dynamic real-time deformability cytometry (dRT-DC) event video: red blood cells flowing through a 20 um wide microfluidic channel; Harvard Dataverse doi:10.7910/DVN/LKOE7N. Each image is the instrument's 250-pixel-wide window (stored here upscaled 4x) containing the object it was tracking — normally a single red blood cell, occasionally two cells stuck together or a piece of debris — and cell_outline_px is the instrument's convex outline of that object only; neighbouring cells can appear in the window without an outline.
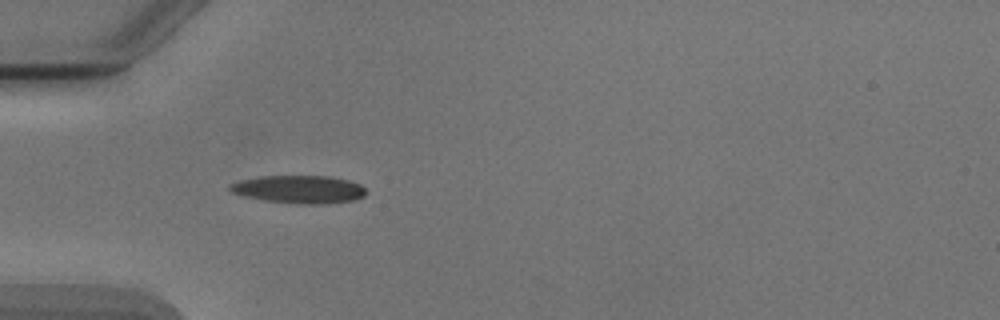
{"species": "Egyptian fruit bat (a non-hibernating species)", "species_latin": "Rousettus aegyptiacus", "temperature_condition": "cold", "stored_images_in_passage": 35, "camera_frame_rate_fps": 3000, "um_per_image_px": 0.085, "animal": {"sex": "male"}, "frame": {"image": 1, "passage_image": 1, "time_ms": 0.0, "image_size_px": [1000, 320], "cell_outline_px": [[364, 196], [352, 200], [324, 204], [300, 204], [264, 200], [244, 196], [232, 192], [228, 188], [228, 184], [240, 180], [260, 176], [328, 176], [348, 180], [360, 184], [364, 188]], "centroid_in_image_um": [25.38, 16.09], "position_along_channel_um": 59.6, "area_um2": 22.02}}
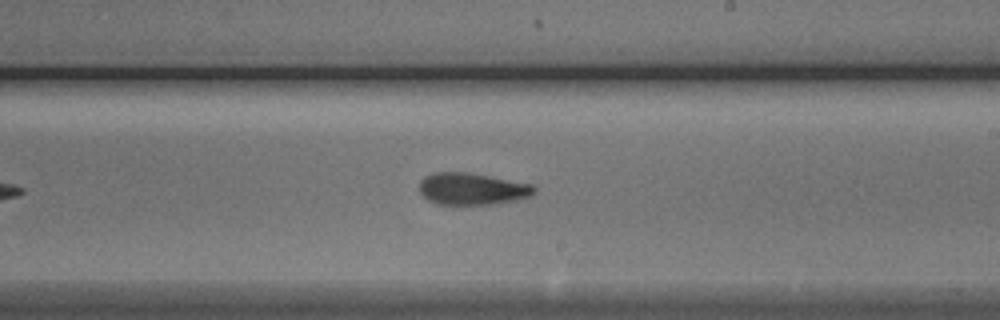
{"frame": {"image": 2, "passage_image": 16, "time_ms": 5.0, "image_size_px": [1000, 320], "cell_outline_px": [[536, 192], [528, 196], [516, 200], [496, 204], [436, 204], [428, 200], [420, 192], [420, 180], [424, 176], [432, 172], [464, 172], [488, 176], [532, 184], [536, 188]], "centroid_in_image_um": [40.11, 16.05], "position_along_channel_um": 248.9, "area_um2": 21.27}}
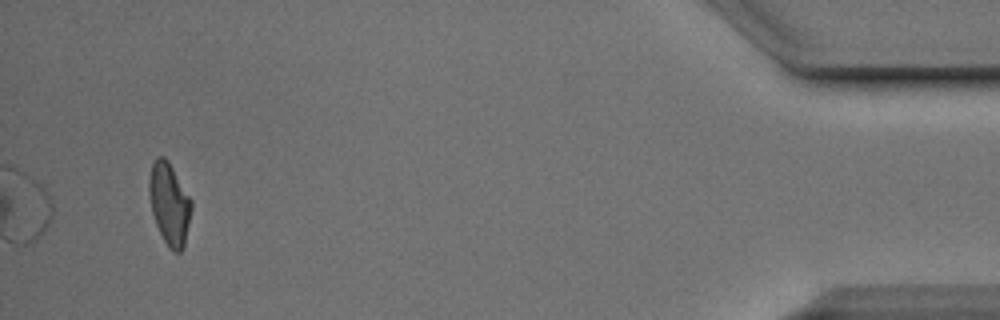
{"frame": {"image": 3, "passage_image": 35, "time_ms": 11.333, "image_size_px": [1000, 320], "cell_outline_px": [[192, 208], [184, 248], [180, 252], [172, 252], [168, 248], [156, 224], [152, 212], [148, 192], [148, 184], [152, 164], [156, 156], [164, 156], [168, 160], [192, 200]], "centroid_in_image_um": [14.4, 17.33], "position_along_channel_um": 420.8, "area_um2": 20.35}, "authors_computed_cell_mechanics": {"area_um2": 21.386, "velocity_mm_per_s": 3.8926, "shape_relaxation_time_tau1_ms": 6.4104, "shape_relaxation_time_tau2_ms": 2.9348, "deformation_change_tau1": 0.1861, "deformation_change_tau2": 0.1139}}